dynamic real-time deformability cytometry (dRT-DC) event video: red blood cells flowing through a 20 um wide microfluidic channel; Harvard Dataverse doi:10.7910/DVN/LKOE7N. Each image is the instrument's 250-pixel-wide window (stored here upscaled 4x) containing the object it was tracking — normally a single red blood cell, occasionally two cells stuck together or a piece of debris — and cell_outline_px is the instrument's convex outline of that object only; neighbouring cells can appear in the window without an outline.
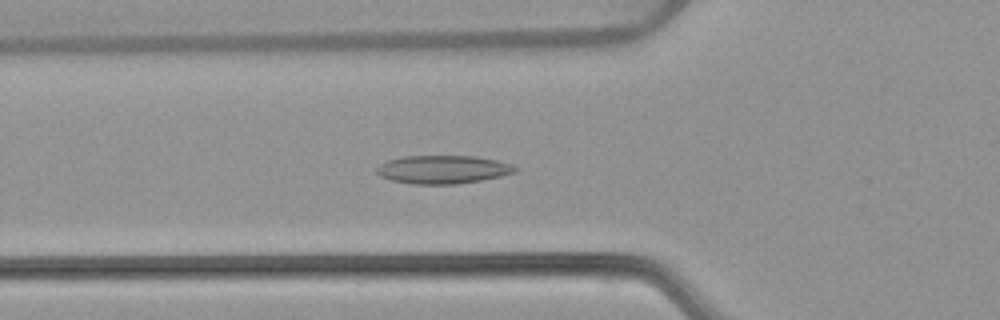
{"species": "common noctule bat (a hibernating species)", "species_latin": "Nyctalus noctula", "temperature_condition": "warm", "stored_images_in_passage": 52, "camera_frame_rate_fps": 3000, "um_per_image_px": 0.085, "animal": {"sex": "female", "body_mass_g": 22.7, "forearm_length_mm": 54.2}, "frame": {"image": 1, "passage_image": 18, "time_ms": 5.667, "image_size_px": [1000, 320], "cell_outline_px": [[520, 168], [516, 172], [500, 176], [480, 180], [456, 184], [412, 184], [392, 180], [380, 176], [376, 172], [376, 168], [380, 164], [388, 160], [404, 156], [476, 156], [496, 160], [512, 164]], "centroid_in_image_um": [37.66, 14.4], "position_along_channel_um": 88.1, "area_um2": 22.83}}
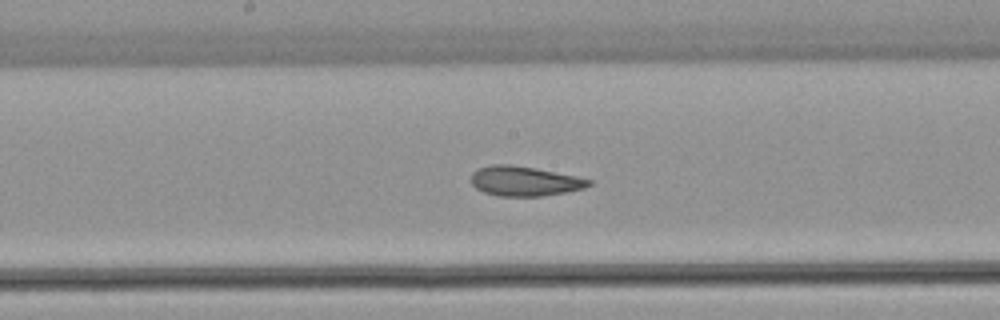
{"frame": {"image": 2, "passage_image": 27, "time_ms": 8.667, "image_size_px": [1000, 320], "cell_outline_px": [[592, 184], [584, 188], [564, 192], [540, 196], [496, 196], [484, 192], [476, 188], [472, 184], [472, 172], [476, 168], [492, 164], [512, 164], [536, 168], [576, 176], [592, 180]], "centroid_in_image_um": [44.55, 15.38], "position_along_channel_um": 203.6, "area_um2": 20.46}}
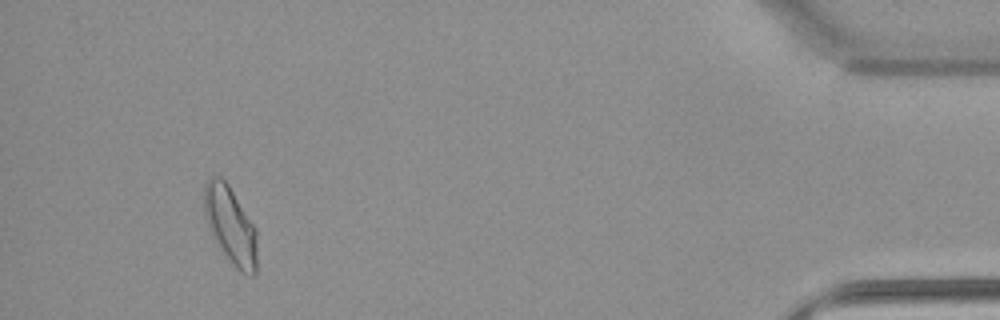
{"frame": {"image": 3, "passage_image": 49, "time_ms": 16.0, "image_size_px": [1000, 320], "cell_outline_px": [[256, 272], [252, 276], [240, 272], [236, 268], [216, 244], [208, 224], [204, 212], [204, 184], [208, 176], [220, 176], [228, 184], [256, 228]], "centroid_in_image_um": [19.58, 19.13], "position_along_channel_um": 415.6, "area_um2": 23.76}, "authors_computed_cell_mechanics": {"area_um2": 21.8773, "velocity_mm_per_s": 3.8297, "shape_relaxation_time_tau1_ms": null, "shape_relaxation_time_tau2_ms": 3.0253, "deformation_change_tau1": null, "deformation_change_tau2": 0.0904}}